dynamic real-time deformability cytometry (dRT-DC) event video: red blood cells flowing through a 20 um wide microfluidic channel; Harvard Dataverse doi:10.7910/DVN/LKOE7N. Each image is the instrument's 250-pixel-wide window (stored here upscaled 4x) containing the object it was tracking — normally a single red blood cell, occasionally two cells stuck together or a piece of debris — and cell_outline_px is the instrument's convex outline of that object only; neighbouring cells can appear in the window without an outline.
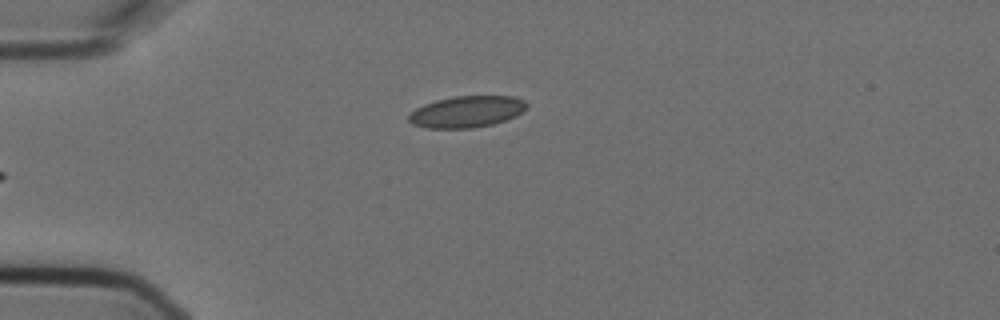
{"species": "Egyptian fruit bat (a non-hibernating species)", "species_latin": "Rousettus aegyptiacus", "temperature_condition": "cold", "stored_images_in_passage": 4, "camera_frame_rate_fps": 3000, "um_per_image_px": 0.085, "animal": {"sex": "female"}, "frame": {"image": 1, "passage_image": 4, "time_ms": 1.0, "image_size_px": [1000, 320], "cell_outline_px": [[528, 108], [516, 116], [492, 124], [472, 128], [428, 128], [412, 124], [408, 120], [408, 116], [416, 108], [424, 104], [436, 100], [452, 96], [516, 96], [524, 100], [528, 104]], "centroid_in_image_um": [39.7, 9.48], "position_along_channel_um": 45.3, "area_um2": 21.73}}